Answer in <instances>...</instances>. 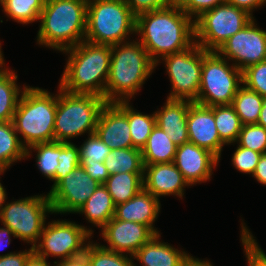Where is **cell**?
<instances>
[{
    "label": "cell",
    "instance_id": "24",
    "mask_svg": "<svg viewBox=\"0 0 266 266\" xmlns=\"http://www.w3.org/2000/svg\"><path fill=\"white\" fill-rule=\"evenodd\" d=\"M177 146L168 134L155 125L148 137L146 145L142 148L144 165L171 163L174 161Z\"/></svg>",
    "mask_w": 266,
    "mask_h": 266
},
{
    "label": "cell",
    "instance_id": "13",
    "mask_svg": "<svg viewBox=\"0 0 266 266\" xmlns=\"http://www.w3.org/2000/svg\"><path fill=\"white\" fill-rule=\"evenodd\" d=\"M253 18L239 32L226 40L217 52L243 71L266 60V31L260 29Z\"/></svg>",
    "mask_w": 266,
    "mask_h": 266
},
{
    "label": "cell",
    "instance_id": "26",
    "mask_svg": "<svg viewBox=\"0 0 266 266\" xmlns=\"http://www.w3.org/2000/svg\"><path fill=\"white\" fill-rule=\"evenodd\" d=\"M19 138L12 121L0 122V172L26 158V147Z\"/></svg>",
    "mask_w": 266,
    "mask_h": 266
},
{
    "label": "cell",
    "instance_id": "25",
    "mask_svg": "<svg viewBox=\"0 0 266 266\" xmlns=\"http://www.w3.org/2000/svg\"><path fill=\"white\" fill-rule=\"evenodd\" d=\"M3 67V68H2ZM5 67V68H4ZM18 75L5 66V62L0 63V122L13 120L19 99L25 90L17 85ZM21 93V94H20Z\"/></svg>",
    "mask_w": 266,
    "mask_h": 266
},
{
    "label": "cell",
    "instance_id": "44",
    "mask_svg": "<svg viewBox=\"0 0 266 266\" xmlns=\"http://www.w3.org/2000/svg\"><path fill=\"white\" fill-rule=\"evenodd\" d=\"M80 165L85 169L88 175L99 184H104L110 176L104 162L80 163Z\"/></svg>",
    "mask_w": 266,
    "mask_h": 266
},
{
    "label": "cell",
    "instance_id": "48",
    "mask_svg": "<svg viewBox=\"0 0 266 266\" xmlns=\"http://www.w3.org/2000/svg\"><path fill=\"white\" fill-rule=\"evenodd\" d=\"M11 236L15 238L14 233L9 227L3 226L0 228V250L10 244Z\"/></svg>",
    "mask_w": 266,
    "mask_h": 266
},
{
    "label": "cell",
    "instance_id": "46",
    "mask_svg": "<svg viewBox=\"0 0 266 266\" xmlns=\"http://www.w3.org/2000/svg\"><path fill=\"white\" fill-rule=\"evenodd\" d=\"M252 177L260 184L266 185V153L261 155Z\"/></svg>",
    "mask_w": 266,
    "mask_h": 266
},
{
    "label": "cell",
    "instance_id": "6",
    "mask_svg": "<svg viewBox=\"0 0 266 266\" xmlns=\"http://www.w3.org/2000/svg\"><path fill=\"white\" fill-rule=\"evenodd\" d=\"M136 16L124 0H88L85 40L115 45L135 35Z\"/></svg>",
    "mask_w": 266,
    "mask_h": 266
},
{
    "label": "cell",
    "instance_id": "35",
    "mask_svg": "<svg viewBox=\"0 0 266 266\" xmlns=\"http://www.w3.org/2000/svg\"><path fill=\"white\" fill-rule=\"evenodd\" d=\"M79 165V149L77 145L73 144V142H59L58 166L56 167L55 181L51 190Z\"/></svg>",
    "mask_w": 266,
    "mask_h": 266
},
{
    "label": "cell",
    "instance_id": "17",
    "mask_svg": "<svg viewBox=\"0 0 266 266\" xmlns=\"http://www.w3.org/2000/svg\"><path fill=\"white\" fill-rule=\"evenodd\" d=\"M187 129L189 142L211 151L220 159L225 144L220 140L216 129L213 106L193 102L189 106Z\"/></svg>",
    "mask_w": 266,
    "mask_h": 266
},
{
    "label": "cell",
    "instance_id": "16",
    "mask_svg": "<svg viewBox=\"0 0 266 266\" xmlns=\"http://www.w3.org/2000/svg\"><path fill=\"white\" fill-rule=\"evenodd\" d=\"M219 160L211 151L187 142L176 148L173 163L192 186L210 180Z\"/></svg>",
    "mask_w": 266,
    "mask_h": 266
},
{
    "label": "cell",
    "instance_id": "28",
    "mask_svg": "<svg viewBox=\"0 0 266 266\" xmlns=\"http://www.w3.org/2000/svg\"><path fill=\"white\" fill-rule=\"evenodd\" d=\"M129 102L119 101L115 104L127 115L133 146L142 150L156 125V116L155 113L148 115L134 110Z\"/></svg>",
    "mask_w": 266,
    "mask_h": 266
},
{
    "label": "cell",
    "instance_id": "30",
    "mask_svg": "<svg viewBox=\"0 0 266 266\" xmlns=\"http://www.w3.org/2000/svg\"><path fill=\"white\" fill-rule=\"evenodd\" d=\"M265 98L257 92L240 86L232 102L243 125L257 124Z\"/></svg>",
    "mask_w": 266,
    "mask_h": 266
},
{
    "label": "cell",
    "instance_id": "41",
    "mask_svg": "<svg viewBox=\"0 0 266 266\" xmlns=\"http://www.w3.org/2000/svg\"><path fill=\"white\" fill-rule=\"evenodd\" d=\"M227 0H175V3L193 20L204 11L226 3Z\"/></svg>",
    "mask_w": 266,
    "mask_h": 266
},
{
    "label": "cell",
    "instance_id": "38",
    "mask_svg": "<svg viewBox=\"0 0 266 266\" xmlns=\"http://www.w3.org/2000/svg\"><path fill=\"white\" fill-rule=\"evenodd\" d=\"M243 85L266 99V60L242 71Z\"/></svg>",
    "mask_w": 266,
    "mask_h": 266
},
{
    "label": "cell",
    "instance_id": "53",
    "mask_svg": "<svg viewBox=\"0 0 266 266\" xmlns=\"http://www.w3.org/2000/svg\"><path fill=\"white\" fill-rule=\"evenodd\" d=\"M1 50L2 49H1V42H0V63H3V62H5V60H4L3 53Z\"/></svg>",
    "mask_w": 266,
    "mask_h": 266
},
{
    "label": "cell",
    "instance_id": "40",
    "mask_svg": "<svg viewBox=\"0 0 266 266\" xmlns=\"http://www.w3.org/2000/svg\"><path fill=\"white\" fill-rule=\"evenodd\" d=\"M261 155V153L237 145L232 156V164L238 171L253 175Z\"/></svg>",
    "mask_w": 266,
    "mask_h": 266
},
{
    "label": "cell",
    "instance_id": "31",
    "mask_svg": "<svg viewBox=\"0 0 266 266\" xmlns=\"http://www.w3.org/2000/svg\"><path fill=\"white\" fill-rule=\"evenodd\" d=\"M213 113L220 140L225 145L236 143L243 124L234 107L232 105H215Z\"/></svg>",
    "mask_w": 266,
    "mask_h": 266
},
{
    "label": "cell",
    "instance_id": "27",
    "mask_svg": "<svg viewBox=\"0 0 266 266\" xmlns=\"http://www.w3.org/2000/svg\"><path fill=\"white\" fill-rule=\"evenodd\" d=\"M144 173L110 174L103 184L110 193L114 205L125 203L143 189Z\"/></svg>",
    "mask_w": 266,
    "mask_h": 266
},
{
    "label": "cell",
    "instance_id": "39",
    "mask_svg": "<svg viewBox=\"0 0 266 266\" xmlns=\"http://www.w3.org/2000/svg\"><path fill=\"white\" fill-rule=\"evenodd\" d=\"M241 241L248 266H266V254L259 247L250 230L241 223Z\"/></svg>",
    "mask_w": 266,
    "mask_h": 266
},
{
    "label": "cell",
    "instance_id": "29",
    "mask_svg": "<svg viewBox=\"0 0 266 266\" xmlns=\"http://www.w3.org/2000/svg\"><path fill=\"white\" fill-rule=\"evenodd\" d=\"M104 164L109 174L144 173L141 149L135 147L111 150Z\"/></svg>",
    "mask_w": 266,
    "mask_h": 266
},
{
    "label": "cell",
    "instance_id": "23",
    "mask_svg": "<svg viewBox=\"0 0 266 266\" xmlns=\"http://www.w3.org/2000/svg\"><path fill=\"white\" fill-rule=\"evenodd\" d=\"M76 213L84 214L88 222L102 229L115 213V205L107 188L100 184Z\"/></svg>",
    "mask_w": 266,
    "mask_h": 266
},
{
    "label": "cell",
    "instance_id": "47",
    "mask_svg": "<svg viewBox=\"0 0 266 266\" xmlns=\"http://www.w3.org/2000/svg\"><path fill=\"white\" fill-rule=\"evenodd\" d=\"M53 266H89L86 255H80L77 257H73L70 259L62 260V261H54Z\"/></svg>",
    "mask_w": 266,
    "mask_h": 266
},
{
    "label": "cell",
    "instance_id": "21",
    "mask_svg": "<svg viewBox=\"0 0 266 266\" xmlns=\"http://www.w3.org/2000/svg\"><path fill=\"white\" fill-rule=\"evenodd\" d=\"M160 234H155L132 256L142 266H187L195 257L178 250L169 243L160 241Z\"/></svg>",
    "mask_w": 266,
    "mask_h": 266
},
{
    "label": "cell",
    "instance_id": "12",
    "mask_svg": "<svg viewBox=\"0 0 266 266\" xmlns=\"http://www.w3.org/2000/svg\"><path fill=\"white\" fill-rule=\"evenodd\" d=\"M93 230L67 220L49 222L44 226L34 252L43 258L62 260L83 255L92 238ZM88 241V242H87Z\"/></svg>",
    "mask_w": 266,
    "mask_h": 266
},
{
    "label": "cell",
    "instance_id": "45",
    "mask_svg": "<svg viewBox=\"0 0 266 266\" xmlns=\"http://www.w3.org/2000/svg\"><path fill=\"white\" fill-rule=\"evenodd\" d=\"M226 3L245 10L253 17L254 9L262 7V5L266 4V0H227Z\"/></svg>",
    "mask_w": 266,
    "mask_h": 266
},
{
    "label": "cell",
    "instance_id": "20",
    "mask_svg": "<svg viewBox=\"0 0 266 266\" xmlns=\"http://www.w3.org/2000/svg\"><path fill=\"white\" fill-rule=\"evenodd\" d=\"M160 208V200L143 188L127 202L115 206L114 218L144 224L155 234H160L153 224L158 218Z\"/></svg>",
    "mask_w": 266,
    "mask_h": 266
},
{
    "label": "cell",
    "instance_id": "51",
    "mask_svg": "<svg viewBox=\"0 0 266 266\" xmlns=\"http://www.w3.org/2000/svg\"><path fill=\"white\" fill-rule=\"evenodd\" d=\"M187 266H213L209 260L194 258Z\"/></svg>",
    "mask_w": 266,
    "mask_h": 266
},
{
    "label": "cell",
    "instance_id": "33",
    "mask_svg": "<svg viewBox=\"0 0 266 266\" xmlns=\"http://www.w3.org/2000/svg\"><path fill=\"white\" fill-rule=\"evenodd\" d=\"M34 149V150H33ZM36 151V163L38 169L49 180L55 181L56 167L58 166L59 142L36 143L26 148V159L30 157L32 151Z\"/></svg>",
    "mask_w": 266,
    "mask_h": 266
},
{
    "label": "cell",
    "instance_id": "19",
    "mask_svg": "<svg viewBox=\"0 0 266 266\" xmlns=\"http://www.w3.org/2000/svg\"><path fill=\"white\" fill-rule=\"evenodd\" d=\"M190 186L173 162L144 165L143 188L158 200L160 196H184V188Z\"/></svg>",
    "mask_w": 266,
    "mask_h": 266
},
{
    "label": "cell",
    "instance_id": "11",
    "mask_svg": "<svg viewBox=\"0 0 266 266\" xmlns=\"http://www.w3.org/2000/svg\"><path fill=\"white\" fill-rule=\"evenodd\" d=\"M204 49L194 42L189 48L162 58L171 82L167 99L197 102Z\"/></svg>",
    "mask_w": 266,
    "mask_h": 266
},
{
    "label": "cell",
    "instance_id": "8",
    "mask_svg": "<svg viewBox=\"0 0 266 266\" xmlns=\"http://www.w3.org/2000/svg\"><path fill=\"white\" fill-rule=\"evenodd\" d=\"M243 84L242 71L229 64L217 51L204 49L200 90L197 104L211 107L232 105L233 99Z\"/></svg>",
    "mask_w": 266,
    "mask_h": 266
},
{
    "label": "cell",
    "instance_id": "34",
    "mask_svg": "<svg viewBox=\"0 0 266 266\" xmlns=\"http://www.w3.org/2000/svg\"><path fill=\"white\" fill-rule=\"evenodd\" d=\"M89 244L85 250V255L89 266H133V257H128L127 254L117 253L113 250L107 249L102 244Z\"/></svg>",
    "mask_w": 266,
    "mask_h": 266
},
{
    "label": "cell",
    "instance_id": "9",
    "mask_svg": "<svg viewBox=\"0 0 266 266\" xmlns=\"http://www.w3.org/2000/svg\"><path fill=\"white\" fill-rule=\"evenodd\" d=\"M48 213L53 214L48 194L35 195L4 204L0 210V221L12 230L15 238L34 247L46 225Z\"/></svg>",
    "mask_w": 266,
    "mask_h": 266
},
{
    "label": "cell",
    "instance_id": "10",
    "mask_svg": "<svg viewBox=\"0 0 266 266\" xmlns=\"http://www.w3.org/2000/svg\"><path fill=\"white\" fill-rule=\"evenodd\" d=\"M253 18L245 10L228 3L218 5L194 20L195 42L207 51H217Z\"/></svg>",
    "mask_w": 266,
    "mask_h": 266
},
{
    "label": "cell",
    "instance_id": "36",
    "mask_svg": "<svg viewBox=\"0 0 266 266\" xmlns=\"http://www.w3.org/2000/svg\"><path fill=\"white\" fill-rule=\"evenodd\" d=\"M236 143L261 154L266 153V129L258 124L242 126Z\"/></svg>",
    "mask_w": 266,
    "mask_h": 266
},
{
    "label": "cell",
    "instance_id": "50",
    "mask_svg": "<svg viewBox=\"0 0 266 266\" xmlns=\"http://www.w3.org/2000/svg\"><path fill=\"white\" fill-rule=\"evenodd\" d=\"M257 124L266 129V99L263 102Z\"/></svg>",
    "mask_w": 266,
    "mask_h": 266
},
{
    "label": "cell",
    "instance_id": "22",
    "mask_svg": "<svg viewBox=\"0 0 266 266\" xmlns=\"http://www.w3.org/2000/svg\"><path fill=\"white\" fill-rule=\"evenodd\" d=\"M192 103L187 100L166 99L165 105L154 112L156 125L168 134L177 147L189 142L187 116Z\"/></svg>",
    "mask_w": 266,
    "mask_h": 266
},
{
    "label": "cell",
    "instance_id": "3",
    "mask_svg": "<svg viewBox=\"0 0 266 266\" xmlns=\"http://www.w3.org/2000/svg\"><path fill=\"white\" fill-rule=\"evenodd\" d=\"M155 68L156 64L139 40L111 45L105 102L130 101Z\"/></svg>",
    "mask_w": 266,
    "mask_h": 266
},
{
    "label": "cell",
    "instance_id": "5",
    "mask_svg": "<svg viewBox=\"0 0 266 266\" xmlns=\"http://www.w3.org/2000/svg\"><path fill=\"white\" fill-rule=\"evenodd\" d=\"M56 108L57 94L39 87L27 86L23 90L12 122L26 148L54 141Z\"/></svg>",
    "mask_w": 266,
    "mask_h": 266
},
{
    "label": "cell",
    "instance_id": "52",
    "mask_svg": "<svg viewBox=\"0 0 266 266\" xmlns=\"http://www.w3.org/2000/svg\"><path fill=\"white\" fill-rule=\"evenodd\" d=\"M2 173L4 174V172H0V175H1ZM6 196H7V195H6V189L3 187V185H2L1 182H0V210H1L2 206H3V204L6 203V202H5L6 199H7Z\"/></svg>",
    "mask_w": 266,
    "mask_h": 266
},
{
    "label": "cell",
    "instance_id": "1",
    "mask_svg": "<svg viewBox=\"0 0 266 266\" xmlns=\"http://www.w3.org/2000/svg\"><path fill=\"white\" fill-rule=\"evenodd\" d=\"M135 34L141 36L140 43L157 67L163 57L183 51L195 42L194 20L174 2L137 15Z\"/></svg>",
    "mask_w": 266,
    "mask_h": 266
},
{
    "label": "cell",
    "instance_id": "14",
    "mask_svg": "<svg viewBox=\"0 0 266 266\" xmlns=\"http://www.w3.org/2000/svg\"><path fill=\"white\" fill-rule=\"evenodd\" d=\"M99 185L81 165L77 166L49 191L53 213H76Z\"/></svg>",
    "mask_w": 266,
    "mask_h": 266
},
{
    "label": "cell",
    "instance_id": "7",
    "mask_svg": "<svg viewBox=\"0 0 266 266\" xmlns=\"http://www.w3.org/2000/svg\"><path fill=\"white\" fill-rule=\"evenodd\" d=\"M54 126V141L70 142L84 133H95L103 97L93 94H73L59 87Z\"/></svg>",
    "mask_w": 266,
    "mask_h": 266
},
{
    "label": "cell",
    "instance_id": "37",
    "mask_svg": "<svg viewBox=\"0 0 266 266\" xmlns=\"http://www.w3.org/2000/svg\"><path fill=\"white\" fill-rule=\"evenodd\" d=\"M79 149L80 163L104 162L111 149L107 146L96 133L88 135Z\"/></svg>",
    "mask_w": 266,
    "mask_h": 266
},
{
    "label": "cell",
    "instance_id": "32",
    "mask_svg": "<svg viewBox=\"0 0 266 266\" xmlns=\"http://www.w3.org/2000/svg\"><path fill=\"white\" fill-rule=\"evenodd\" d=\"M45 0H0L7 17L21 24L39 21Z\"/></svg>",
    "mask_w": 266,
    "mask_h": 266
},
{
    "label": "cell",
    "instance_id": "4",
    "mask_svg": "<svg viewBox=\"0 0 266 266\" xmlns=\"http://www.w3.org/2000/svg\"><path fill=\"white\" fill-rule=\"evenodd\" d=\"M88 0H45L37 44L63 52L85 40Z\"/></svg>",
    "mask_w": 266,
    "mask_h": 266
},
{
    "label": "cell",
    "instance_id": "18",
    "mask_svg": "<svg viewBox=\"0 0 266 266\" xmlns=\"http://www.w3.org/2000/svg\"><path fill=\"white\" fill-rule=\"evenodd\" d=\"M95 133L111 150L134 147L127 115L115 103L102 107Z\"/></svg>",
    "mask_w": 266,
    "mask_h": 266
},
{
    "label": "cell",
    "instance_id": "15",
    "mask_svg": "<svg viewBox=\"0 0 266 266\" xmlns=\"http://www.w3.org/2000/svg\"><path fill=\"white\" fill-rule=\"evenodd\" d=\"M101 235L107 246L103 247L117 253L133 256L147 243L155 233L146 225L115 219L114 217L102 228Z\"/></svg>",
    "mask_w": 266,
    "mask_h": 266
},
{
    "label": "cell",
    "instance_id": "2",
    "mask_svg": "<svg viewBox=\"0 0 266 266\" xmlns=\"http://www.w3.org/2000/svg\"><path fill=\"white\" fill-rule=\"evenodd\" d=\"M68 60L59 87L73 94H93L105 100L111 45L82 41L63 53Z\"/></svg>",
    "mask_w": 266,
    "mask_h": 266
},
{
    "label": "cell",
    "instance_id": "49",
    "mask_svg": "<svg viewBox=\"0 0 266 266\" xmlns=\"http://www.w3.org/2000/svg\"><path fill=\"white\" fill-rule=\"evenodd\" d=\"M25 266H50V264L47 262L46 258L40 257L35 252H33L28 257Z\"/></svg>",
    "mask_w": 266,
    "mask_h": 266
},
{
    "label": "cell",
    "instance_id": "42",
    "mask_svg": "<svg viewBox=\"0 0 266 266\" xmlns=\"http://www.w3.org/2000/svg\"><path fill=\"white\" fill-rule=\"evenodd\" d=\"M131 9L132 13L137 16L144 12L153 11L166 7L175 2V0H124Z\"/></svg>",
    "mask_w": 266,
    "mask_h": 266
},
{
    "label": "cell",
    "instance_id": "43",
    "mask_svg": "<svg viewBox=\"0 0 266 266\" xmlns=\"http://www.w3.org/2000/svg\"><path fill=\"white\" fill-rule=\"evenodd\" d=\"M34 252L33 247L30 249L19 251V252H9L7 254L0 255V266H25L28 257Z\"/></svg>",
    "mask_w": 266,
    "mask_h": 266
}]
</instances>
